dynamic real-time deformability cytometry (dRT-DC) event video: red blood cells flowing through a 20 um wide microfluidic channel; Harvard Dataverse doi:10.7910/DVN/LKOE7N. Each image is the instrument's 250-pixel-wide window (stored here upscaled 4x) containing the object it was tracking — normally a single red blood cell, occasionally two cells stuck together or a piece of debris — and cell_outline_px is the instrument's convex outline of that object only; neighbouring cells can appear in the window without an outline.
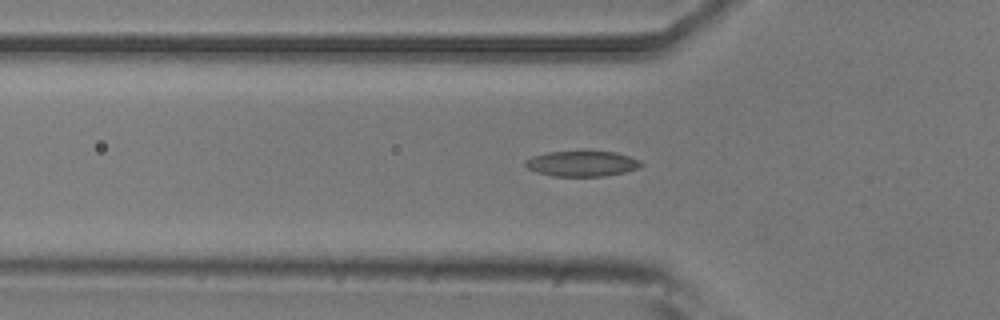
{"species": "common noctule bat (a hibernating species)", "species_latin": "Nyctalus noctula", "temperature_condition": "room temperature", "stored_images_in_passage": 50, "camera_frame_rate_fps": 3000, "um_per_image_px": 0.085, "animal": {"sex": "male", "body_mass_g": 20.5, "forearm_length_mm": 52.5}, "frame": {"image": 1, "passage_image": 17, "time_ms": 5.333, "image_size_px": [1000, 320], "cell_outline_px": [[644, 164], [636, 168], [624, 172], [604, 176], [552, 176], [536, 172], [528, 168], [524, 164], [524, 160], [532, 156], [548, 152], [580, 148], [616, 152], [640, 160]], "centroid_in_image_um": [49.43, 13.85], "position_along_channel_um": 76.4, "area_um2": 17.98}}
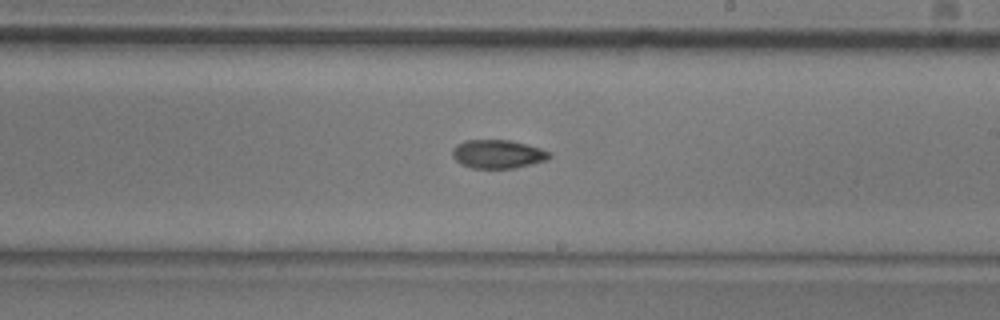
{"frame": {"image": 2, "passage_image": 30, "time_ms": 9.667, "image_size_px": [1000, 320], "cell_outline_px": [[552, 156], [548, 160], [516, 168], [472, 168], [460, 164], [452, 156], [452, 148], [456, 144], [464, 140], [508, 140], [540, 148], [552, 152]], "centroid_in_image_um": [42.31, 13.1], "position_along_channel_um": 246.7, "area_um2": 16.3}}
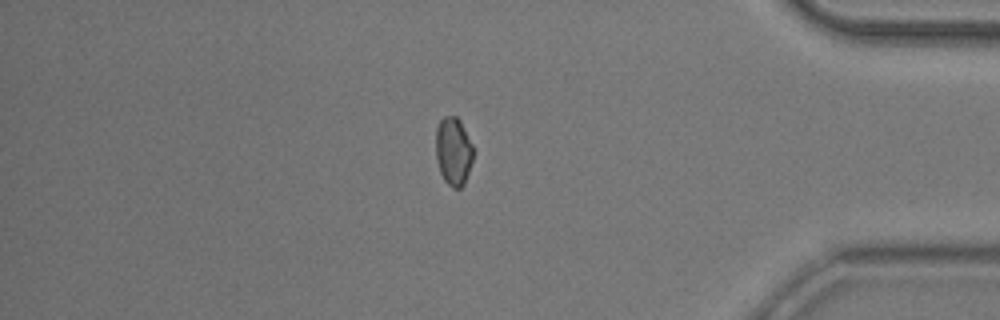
{"frame": {"image": 3, "passage_image": 44, "time_ms": 14.333, "image_size_px": [1000, 320], "cell_outline_px": [[472, 160], [464, 184], [460, 188], [452, 188], [444, 180], [440, 172], [436, 160], [436, 128], [440, 120], [444, 116], [456, 116], [460, 120], [472, 144]], "centroid_in_image_um": [38.52, 12.85], "position_along_channel_um": 396.7, "area_um2": 14.8}, "authors_computed_cell_mechanics": {"area_um2": 16.5886, "velocity_mm_per_s": 3.9027, "shape_relaxation_time_tau1_ms": null, "shape_relaxation_time_tau2_ms": 3.8385, "deformation_change_tau1": null, "deformation_change_tau2": 0.0895}}